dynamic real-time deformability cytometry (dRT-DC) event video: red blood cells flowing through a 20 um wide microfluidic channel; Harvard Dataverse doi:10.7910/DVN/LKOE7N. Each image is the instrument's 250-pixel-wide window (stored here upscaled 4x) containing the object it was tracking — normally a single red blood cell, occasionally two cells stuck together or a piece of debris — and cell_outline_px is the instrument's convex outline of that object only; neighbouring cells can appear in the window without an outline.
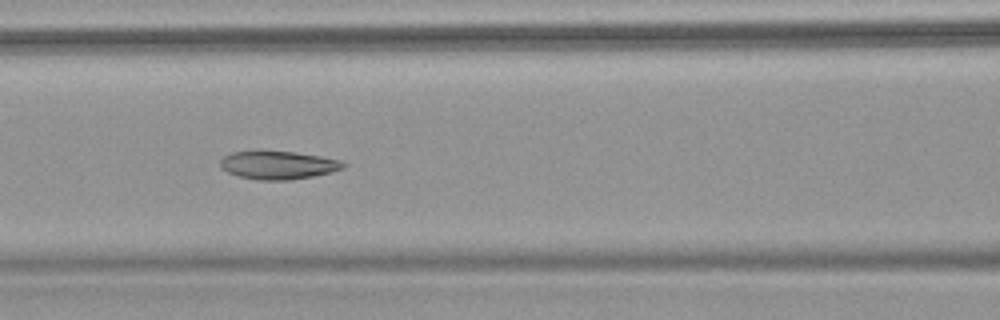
{"species": "common noctule bat (a hibernating species)", "species_latin": "Nyctalus noctula", "temperature_condition": "warm", "stored_images_in_passage": 9, "camera_frame_rate_fps": 3000, "um_per_image_px": 0.085, "animal": {"sex": "female", "body_mass_g": 18.4}, "frame": {"image": 1, "passage_image": 8, "time_ms": 2.333, "image_size_px": [1000, 320], "cell_outline_px": [[348, 164], [344, 168], [332, 172], [312, 176], [288, 180], [260, 180], [240, 176], [228, 172], [220, 168], [220, 160], [224, 156], [232, 152], [256, 148], [296, 152], [320, 156], [340, 160]], "centroid_in_image_um": [23.61, 13.98], "position_along_channel_um": 143.0, "area_um2": 20.87}}